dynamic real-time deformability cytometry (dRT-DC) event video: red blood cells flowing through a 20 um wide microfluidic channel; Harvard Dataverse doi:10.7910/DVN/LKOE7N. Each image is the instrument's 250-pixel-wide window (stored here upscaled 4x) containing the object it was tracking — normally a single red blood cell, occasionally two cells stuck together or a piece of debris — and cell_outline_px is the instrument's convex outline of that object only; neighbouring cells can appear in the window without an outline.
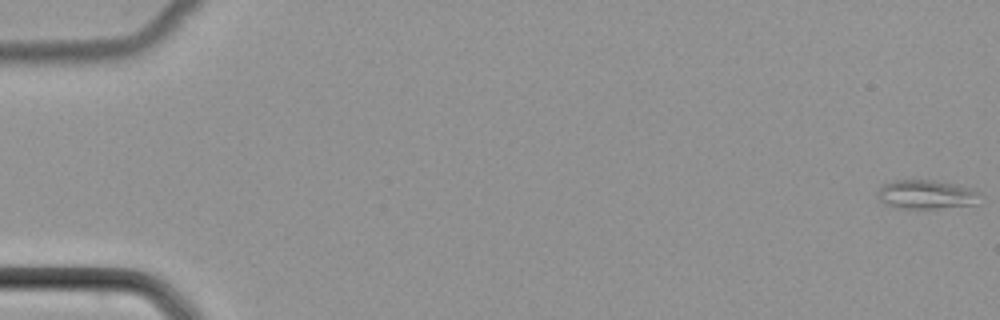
{"species": "common noctule bat (a hibernating species)", "species_latin": "Nyctalus noctula", "temperature_condition": "cold", "stored_images_in_passage": 53, "camera_frame_rate_fps": 3000, "um_per_image_px": 0.085, "animal": {"sex": "female", "body_mass_g": 22.7, "forearm_length_mm": 54.2}, "frame": {"image": 1, "passage_image": 1, "time_ms": 0.0, "image_size_px": [1000, 320], "cell_outline_px": [[980, 192], [976, 204], [936, 208], [896, 208], [884, 204], [876, 196], [876, 192], [884, 184], [896, 180], [932, 180], [956, 184]], "centroid_in_image_um": [78.68, 16.53], "position_along_channel_um": 6.3, "area_um2": 17.17}}
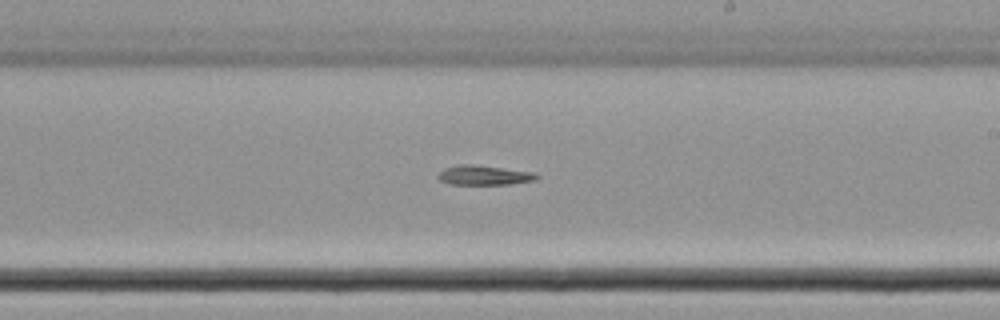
{"frame": {"image": 2, "passage_image": 32, "time_ms": 10.333, "image_size_px": [1000, 320], "cell_outline_px": [[540, 176], [536, 180], [512, 184], [448, 184], [440, 180], [436, 176], [444, 168], [460, 164], [476, 164], [532, 172]], "centroid_in_image_um": [41.13, 14.89], "position_along_channel_um": 247.9, "area_um2": 11.33}}
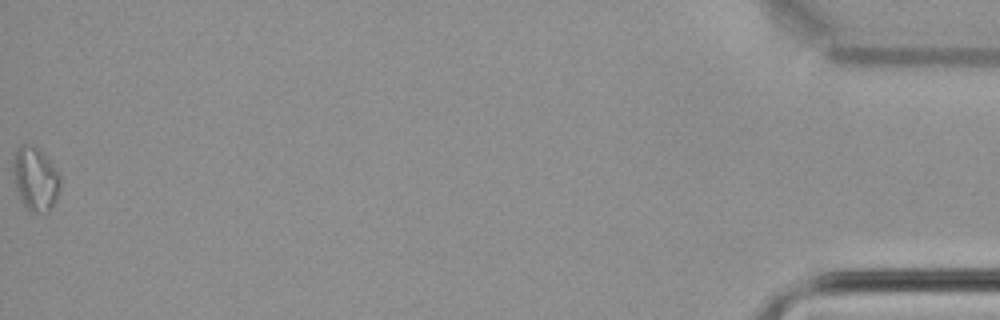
{"frame": {"image": 3, "passage_image": 53, "time_ms": 17.333, "image_size_px": [1000, 320], "cell_outline_px": [[60, 188], [56, 200], [48, 212], [28, 212], [20, 200], [16, 188], [12, 168], [12, 156], [16, 148], [20, 144], [32, 144], [40, 148], [44, 152], [60, 176]], "centroid_in_image_um": [2.98, 15.17], "position_along_channel_um": 432.2, "area_um2": 17.98}}